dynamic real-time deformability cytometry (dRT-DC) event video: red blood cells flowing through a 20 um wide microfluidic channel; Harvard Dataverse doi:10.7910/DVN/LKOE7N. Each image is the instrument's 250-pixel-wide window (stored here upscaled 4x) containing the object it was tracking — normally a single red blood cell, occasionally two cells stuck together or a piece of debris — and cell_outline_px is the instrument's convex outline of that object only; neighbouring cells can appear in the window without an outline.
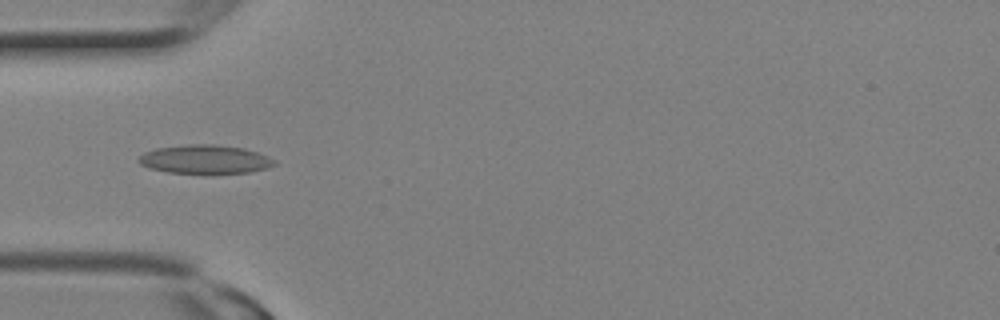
{"species": "Egyptian fruit bat (a non-hibernating species)", "species_latin": "Rousettus aegyptiacus", "temperature_condition": "room temperature", "stored_images_in_passage": 9, "camera_frame_rate_fps": 3000, "um_per_image_px": 0.085, "animal": {"sex": "female"}, "frame": {"image": 1, "passage_image": 3, "time_ms": 0.667, "image_size_px": [1000, 320], "cell_outline_px": [[276, 164], [264, 168], [248, 172], [168, 172], [148, 168], [140, 164], [140, 156], [144, 152], [156, 148], [188, 144], [216, 144], [244, 148], [268, 156], [276, 160]], "centroid_in_image_um": [17.41, 13.51], "position_along_channel_um": 67.6, "area_um2": 22.25}}
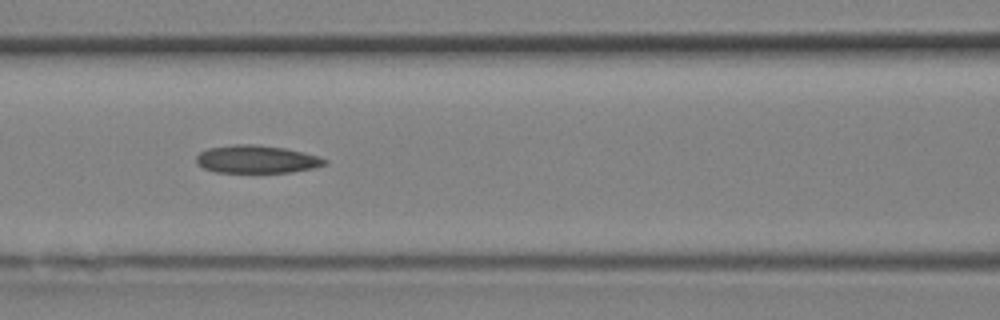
{"frame": {"image": 2, "passage_image": 6, "time_ms": 1.667, "image_size_px": [1000, 320], "cell_outline_px": [[328, 164], [312, 168], [292, 172], [216, 172], [204, 168], [196, 160], [196, 156], [200, 152], [208, 148], [232, 144], [256, 144], [284, 148], [304, 152], [320, 156], [328, 160]], "centroid_in_image_um": [21.85, 13.53], "position_along_channel_um": 144.7, "area_um2": 20.87}}
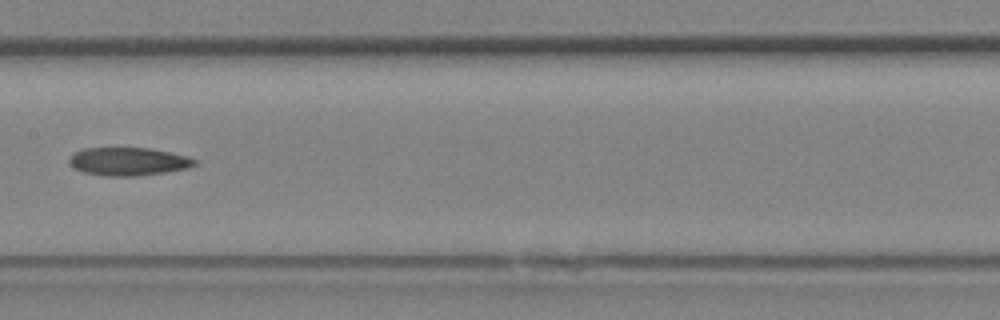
{"frame": {"image": 3, "passage_image": 8, "time_ms": 2.333, "image_size_px": [1000, 320], "cell_outline_px": [[196, 164], [188, 168], [164, 172], [136, 176], [104, 176], [84, 172], [76, 168], [68, 160], [72, 152], [84, 148], [148, 148], [188, 156], [196, 160]], "centroid_in_image_um": [10.89, 13.72], "position_along_channel_um": 196.5, "area_um2": 20.4}}